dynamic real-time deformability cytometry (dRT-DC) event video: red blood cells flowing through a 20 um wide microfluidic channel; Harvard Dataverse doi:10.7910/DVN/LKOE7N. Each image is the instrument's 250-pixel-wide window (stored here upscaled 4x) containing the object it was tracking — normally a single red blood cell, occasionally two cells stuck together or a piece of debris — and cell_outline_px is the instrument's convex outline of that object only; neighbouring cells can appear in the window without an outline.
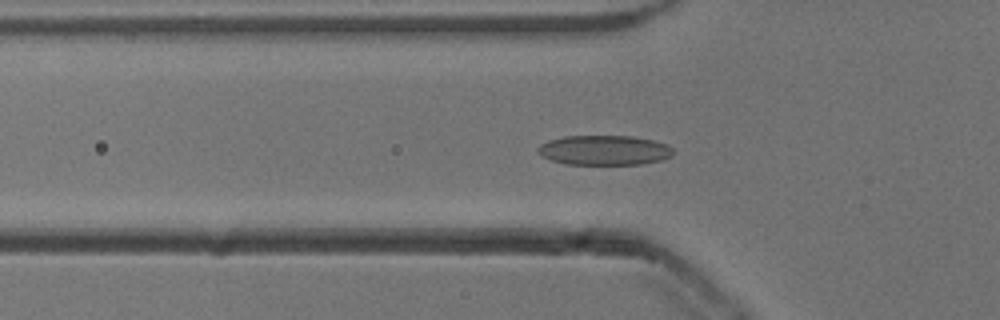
{"species": "common noctule bat (a hibernating species)", "species_latin": "Nyctalus noctula", "temperature_condition": "cold", "stored_images_in_passage": 54, "camera_frame_rate_fps": 3000, "um_per_image_px": 0.085, "animal": {"sex": "male", "body_mass_g": 13.3}, "frame": {"image": 1, "passage_image": 17, "time_ms": 5.333, "image_size_px": [1000, 320], "cell_outline_px": [[676, 152], [672, 156], [664, 160], [640, 164], [564, 164], [540, 156], [536, 152], [536, 148], [540, 144], [548, 140], [564, 136], [632, 136], [652, 140], [668, 144]], "centroid_in_image_um": [51.36, 12.77], "position_along_channel_um": 74.4, "area_um2": 23.81}}
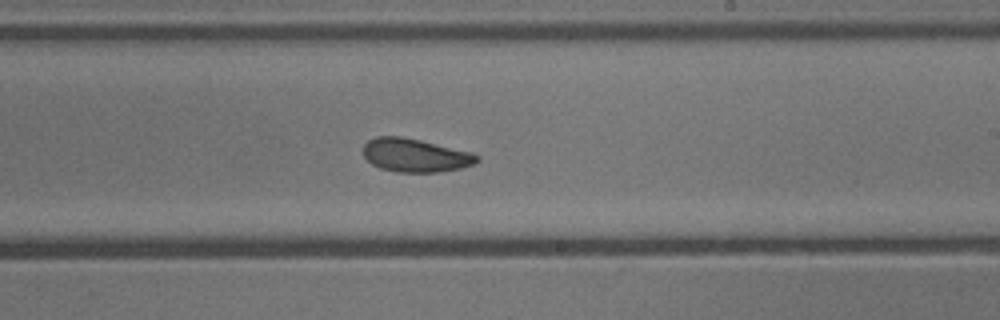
{"frame": {"image": 2, "passage_image": 31, "time_ms": 10.0, "image_size_px": [1000, 320], "cell_outline_px": [[480, 160], [476, 164], [460, 168], [440, 172], [396, 172], [380, 168], [372, 164], [364, 156], [364, 144], [368, 140], [376, 136], [400, 136], [420, 140], [472, 152], [480, 156]], "centroid_in_image_um": [35.32, 13.2], "position_along_channel_um": 253.7, "area_um2": 22.25}}
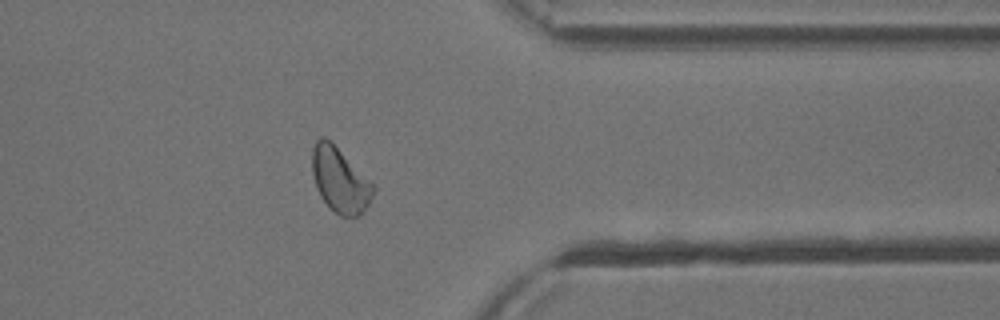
{"frame": {"image": 3, "passage_image": 42, "time_ms": 13.667, "image_size_px": [1000, 320], "cell_outline_px": [[376, 188], [368, 204], [356, 216], [340, 216], [328, 208], [320, 196], [316, 188], [312, 172], [312, 148], [316, 140], [320, 136], [324, 136]], "centroid_in_image_um": [28.83, 15.33], "position_along_channel_um": 382.6, "area_um2": 22.37}, "authors_computed_cell_mechanics": {"area_um2": 22.7443, "velocity_mm_per_s": 3.8213, "shape_relaxation_time_tau1_ms": 3.3323, "shape_relaxation_time_tau2_ms": 3.1268, "deformation_change_tau1": 0.1041, "deformation_change_tau2": 0.0921}}